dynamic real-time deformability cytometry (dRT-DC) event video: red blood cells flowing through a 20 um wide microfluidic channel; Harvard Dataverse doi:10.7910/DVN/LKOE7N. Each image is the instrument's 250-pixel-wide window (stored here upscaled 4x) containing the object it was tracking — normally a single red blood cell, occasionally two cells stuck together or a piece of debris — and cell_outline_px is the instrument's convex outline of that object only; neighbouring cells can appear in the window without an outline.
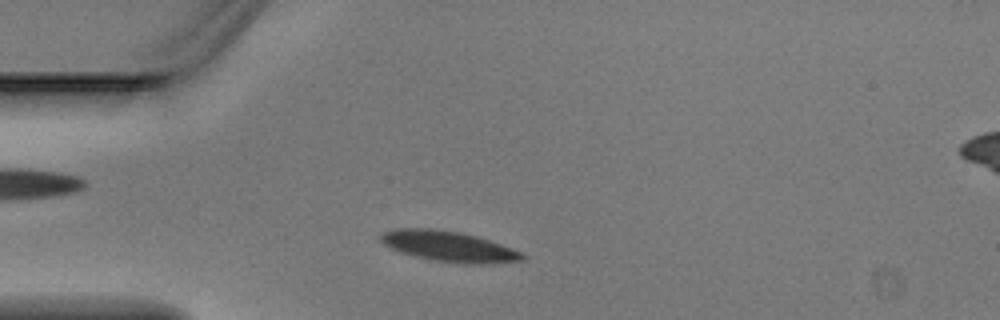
{"species": "Egyptian fruit bat (a non-hibernating species)", "species_latin": "Rousettus aegyptiacus", "temperature_condition": "warm", "stored_images_in_passage": 3, "segment_of_instrument_passage": [1, 2], "camera_frame_rate_fps": 3000, "um_per_image_px": 0.085, "animal": {"sex": "male"}, "frame": {"image": 1, "passage_image": 2, "time_ms": 0.333, "image_size_px": [1000, 320], "cell_outline_px": [[524, 260], [484, 264], [464, 264], [432, 260], [416, 256], [392, 248], [384, 244], [376, 236], [380, 232], [396, 228], [428, 228], [460, 232], [476, 236], [500, 244], [520, 252], [524, 256]], "centroid_in_image_um": [38.08, 20.93], "position_along_channel_um": 46.9, "area_um2": 24.97}}